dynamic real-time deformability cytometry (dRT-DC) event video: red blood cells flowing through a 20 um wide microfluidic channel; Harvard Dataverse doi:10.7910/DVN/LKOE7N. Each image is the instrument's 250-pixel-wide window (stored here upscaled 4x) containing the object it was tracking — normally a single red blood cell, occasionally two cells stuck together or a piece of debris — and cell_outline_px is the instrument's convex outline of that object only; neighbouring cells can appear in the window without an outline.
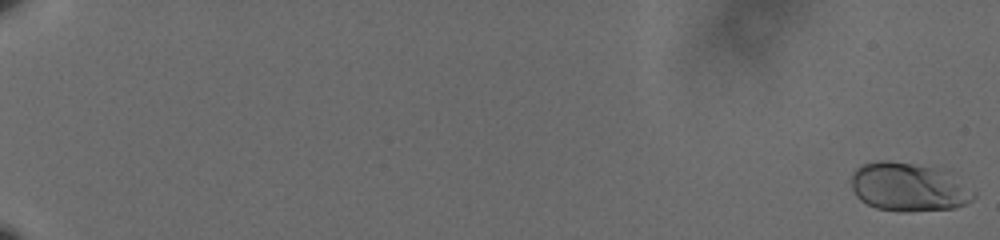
{"species": "human", "species_latin": "Homo sapiens", "temperature_condition": "cold", "stored_images_in_passage": 62, "camera_frame_rate_fps": 3000, "um_per_image_px": 0.085, "donor": {"sex": "male"}, "frame": {"image": 1, "passage_image": 1, "time_ms": 0.0, "image_size_px": [1000, 240], "cell_outline_px": [[976, 196], [972, 200], [956, 208], [904, 212], [876, 208], [860, 200], [856, 196], [852, 188], [852, 172], [856, 168], [864, 164], [880, 160], [888, 160], [952, 168], [976, 192]], "centroid_in_image_um": [77.35, 15.86], "position_along_channel_um": 7.6, "area_um2": 36.01}}
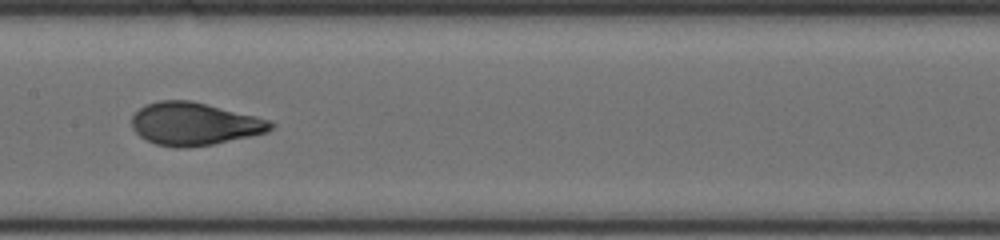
{"frame": {"image": 2, "passage_image": 36, "time_ms": 11.667, "image_size_px": [1000, 240], "cell_outline_px": [[276, 124], [268, 132], [212, 144], [188, 148], [176, 148], [156, 144], [140, 136], [132, 128], [132, 116], [140, 108], [148, 104], [160, 100], [188, 100], [256, 116], [268, 120]], "centroid_in_image_um": [16.51, 10.54], "position_along_channel_um": 190.9, "area_um2": 34.28}}
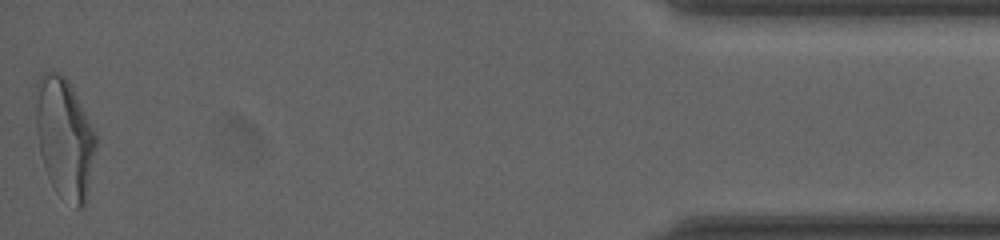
{"frame": {"image": 3, "passage_image": 62, "time_ms": 20.333, "image_size_px": [1000, 240], "cell_outline_px": [[96, 148], [88, 192], [84, 208], [76, 208], [60, 196], [56, 192], [44, 168], [40, 152], [36, 132], [36, 80], [44, 72], [60, 72], [68, 80], [96, 132]], "centroid_in_image_um": [5.49, 11.73], "position_along_channel_um": 429.7, "area_um2": 42.37}, "authors_computed_cell_mechanics": {"area_um2": 33.8997, "velocity_mm_per_s": 3.5812, "shape_relaxation_time_tau1_ms": 4.7536, "shape_relaxation_time_tau2_ms": null, "deformation_change_tau1": 0.1715, "deformation_change_tau2": null}}